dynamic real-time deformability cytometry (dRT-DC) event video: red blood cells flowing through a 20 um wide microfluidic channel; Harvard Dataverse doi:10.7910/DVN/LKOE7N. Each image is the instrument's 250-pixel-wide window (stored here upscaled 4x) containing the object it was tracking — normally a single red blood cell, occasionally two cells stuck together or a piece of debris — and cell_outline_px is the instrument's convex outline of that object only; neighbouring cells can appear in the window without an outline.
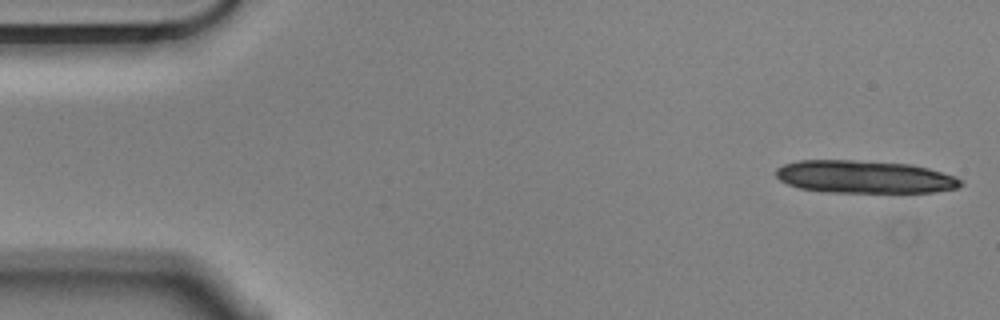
{"species": "Egyptian fruit bat (a non-hibernating species)", "species_latin": "Rousettus aegyptiacus", "temperature_condition": "cold", "stored_images_in_passage": 14, "camera_frame_rate_fps": 3000, "um_per_image_px": 0.085, "animal": {"sex": "male"}, "frame": {"image": 1, "passage_image": 1, "time_ms": 0.0, "image_size_px": [1000, 320], "cell_outline_px": [[964, 184], [956, 188], [936, 192], [900, 196], [824, 192], [800, 188], [788, 184], [780, 180], [776, 176], [776, 168], [784, 164], [800, 160], [852, 160], [908, 164], [928, 168], [952, 176], [960, 180]], "centroid_in_image_um": [73.52, 15.1], "position_along_channel_um": 11.5, "area_um2": 36.59}}